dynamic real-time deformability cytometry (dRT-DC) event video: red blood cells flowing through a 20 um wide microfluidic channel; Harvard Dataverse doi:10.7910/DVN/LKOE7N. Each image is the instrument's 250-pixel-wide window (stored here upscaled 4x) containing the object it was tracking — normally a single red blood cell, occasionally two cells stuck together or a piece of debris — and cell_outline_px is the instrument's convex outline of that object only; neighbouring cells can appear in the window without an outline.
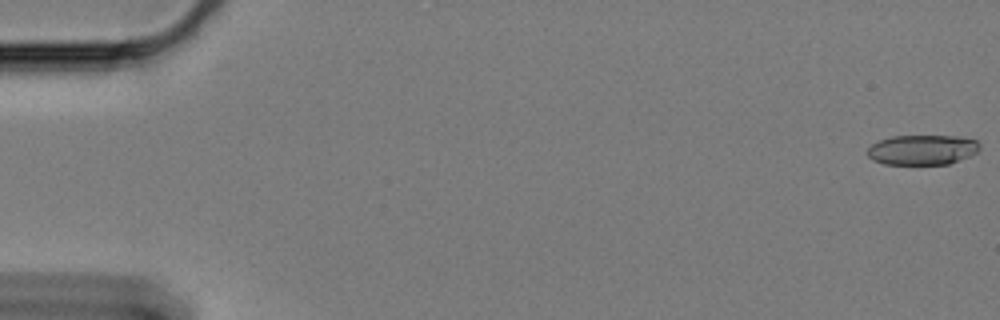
{"species": "Egyptian fruit bat (a non-hibernating species)", "species_latin": "Rousettus aegyptiacus", "temperature_condition": "cold", "stored_images_in_passage": 61, "camera_frame_rate_fps": 3000, "um_per_image_px": 0.085, "animal": {"sex": "female"}, "frame": {"image": 1, "passage_image": 1, "time_ms": 0.0, "image_size_px": [1000, 320], "cell_outline_px": [[980, 148], [976, 152], [968, 156], [948, 164], [884, 164], [872, 160], [868, 156], [868, 148], [872, 144], [880, 140], [892, 136], [956, 136], [976, 140], [980, 144]], "centroid_in_image_um": [78.38, 12.73], "position_along_channel_um": 6.6, "area_um2": 19.48}}
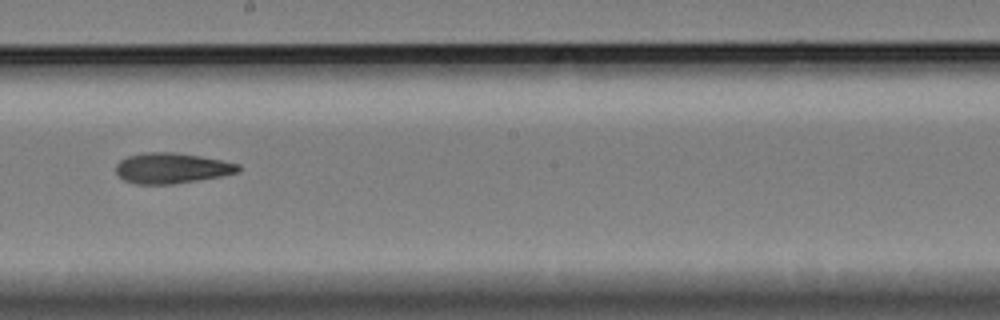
{"frame": {"image": 2, "passage_image": 35, "time_ms": 11.333, "image_size_px": [1000, 320], "cell_outline_px": [[240, 172], [220, 176], [172, 184], [136, 184], [124, 180], [116, 172], [116, 164], [120, 160], [128, 156], [144, 152], [172, 152], [200, 156], [240, 164]], "centroid_in_image_um": [14.58, 14.29], "position_along_channel_um": 233.6, "area_um2": 21.62}}
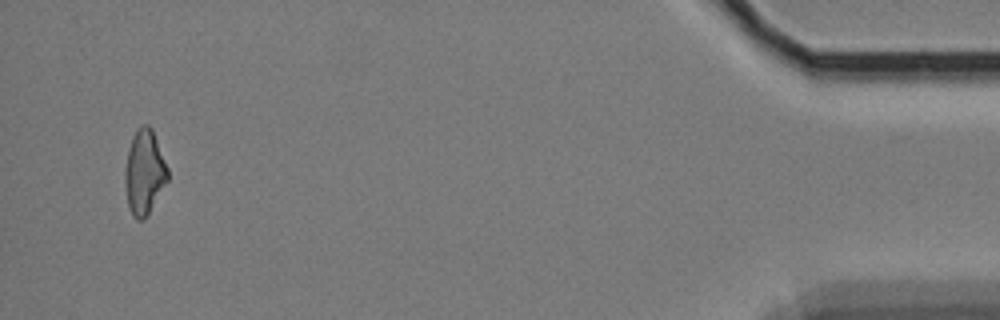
{"frame": {"image": 3, "passage_image": 59, "time_ms": 19.333, "image_size_px": [1000, 320], "cell_outline_px": [[168, 180], [144, 220], [136, 220], [132, 216], [128, 204], [124, 180], [124, 172], [128, 148], [132, 136], [136, 128], [140, 124], [148, 124], [152, 128], [168, 168]], "centroid_in_image_um": [12.25, 14.61], "position_along_channel_um": 422.9, "area_um2": 21.21}, "authors_computed_cell_mechanics": {"area_um2": 21.4438, "velocity_mm_per_s": 3.3152, "shape_relaxation_time_tau1_ms": null, "shape_relaxation_time_tau2_ms": 7.0698, "deformation_change_tau1": null, "deformation_change_tau2": 0.1691}}